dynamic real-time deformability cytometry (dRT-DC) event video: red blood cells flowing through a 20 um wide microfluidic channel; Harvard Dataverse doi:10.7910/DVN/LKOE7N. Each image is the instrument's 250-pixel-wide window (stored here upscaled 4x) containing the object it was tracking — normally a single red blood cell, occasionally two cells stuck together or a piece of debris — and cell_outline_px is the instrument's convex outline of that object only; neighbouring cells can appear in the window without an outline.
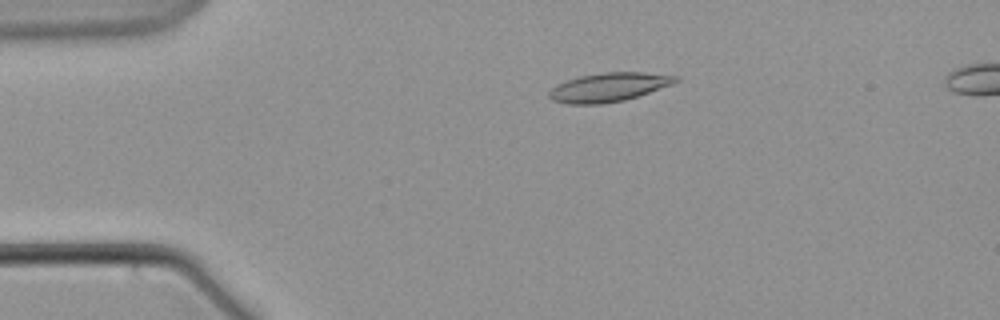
{"species": "common noctule bat (a hibernating species)", "species_latin": "Nyctalus noctula", "temperature_condition": "warm", "stored_images_in_passage": 51, "camera_frame_rate_fps": 3000, "um_per_image_px": 0.085, "animal": {"sex": "male", "body_mass_g": 21.5, "forearm_length_mm": 52.0}, "frame": {"image": 1, "passage_image": 3, "time_ms": 0.667, "image_size_px": [1000, 320], "cell_outline_px": [[680, 80], [672, 84], [624, 100], [600, 104], [568, 104], [552, 100], [548, 96], [548, 92], [556, 84], [580, 76], [604, 72], [644, 72], [680, 76]], "centroid_in_image_um": [51.73, 7.4], "position_along_channel_um": 33.3, "area_um2": 21.15}}
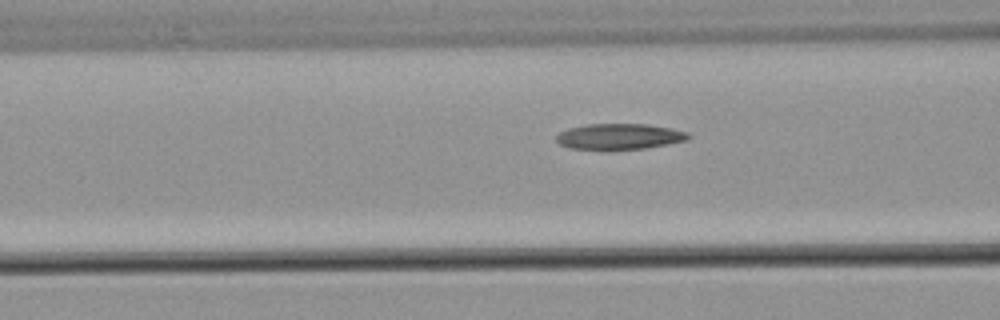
{"frame": {"image": 2, "passage_image": 14, "time_ms": 4.333, "image_size_px": [1000, 320], "cell_outline_px": [[692, 136], [688, 140], [668, 144], [644, 148], [568, 148], [560, 144], [556, 140], [556, 136], [560, 132], [568, 128], [588, 124], [648, 124], [672, 128], [688, 132]], "centroid_in_image_um": [52.7, 11.58], "position_along_channel_um": 113.9, "area_um2": 19.54}}
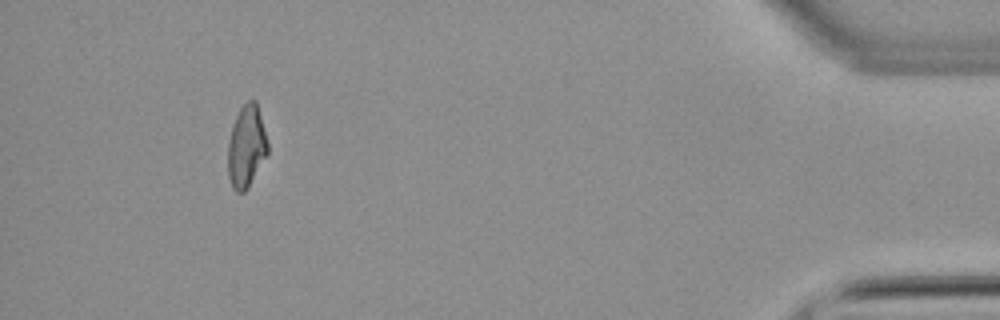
{"frame": {"image": 3, "passage_image": 46, "time_ms": 15.0, "image_size_px": [1000, 320], "cell_outline_px": [[268, 152], [248, 188], [244, 192], [236, 192], [232, 188], [228, 176], [228, 144], [232, 124], [240, 108], [248, 100], [256, 100], [268, 144]], "centroid_in_image_um": [20.93, 12.46], "position_along_channel_um": 414.3, "area_um2": 18.96}}